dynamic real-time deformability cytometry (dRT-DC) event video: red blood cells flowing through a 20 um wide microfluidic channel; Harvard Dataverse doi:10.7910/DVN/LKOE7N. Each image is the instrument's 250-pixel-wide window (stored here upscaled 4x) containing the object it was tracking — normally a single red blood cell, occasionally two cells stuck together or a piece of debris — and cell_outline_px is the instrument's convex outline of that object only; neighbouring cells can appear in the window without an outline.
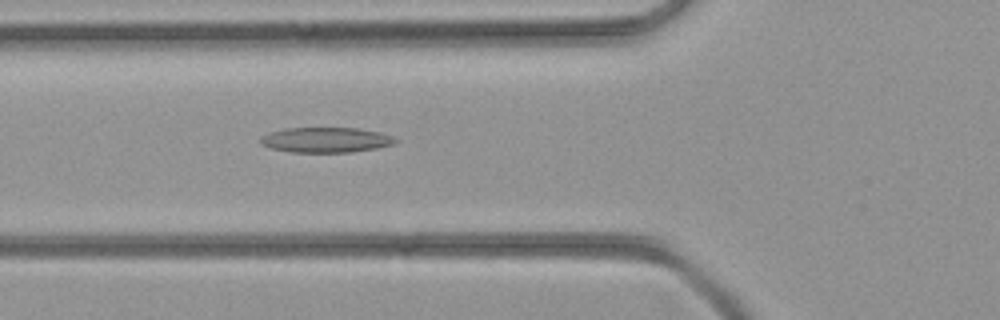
{"species": "common noctule bat (a hibernating species)", "species_latin": "Nyctalus noctula", "temperature_condition": "room temperature", "stored_images_in_passage": 32, "camera_frame_rate_fps": 3000, "um_per_image_px": 0.085, "animal": {"sex": "female", "body_mass_g": 21.9}, "frame": {"image": 1, "passage_image": 3, "time_ms": 0.667, "image_size_px": [1000, 320], "cell_outline_px": [[400, 140], [392, 144], [376, 148], [352, 152], [292, 152], [272, 148], [260, 144], [260, 136], [284, 128], [356, 128], [380, 132], [392, 136]], "centroid_in_image_um": [27.7, 11.89], "position_along_channel_um": 98.1, "area_um2": 19.71}}
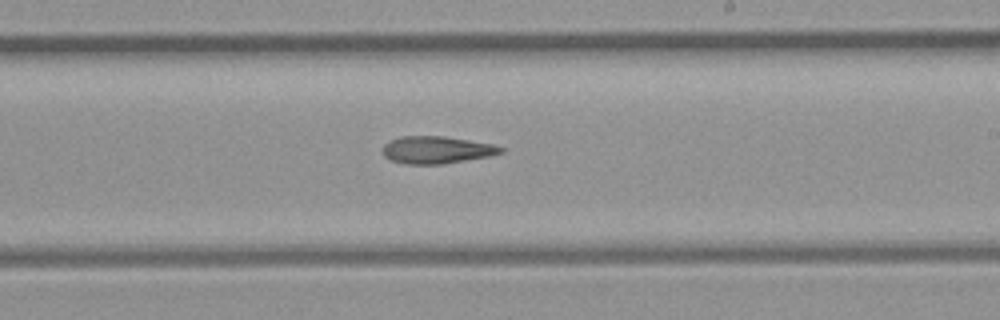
{"frame": {"image": 2, "passage_image": 13, "time_ms": 4.0, "image_size_px": [1000, 320], "cell_outline_px": [[504, 152], [488, 156], [444, 164], [404, 164], [392, 160], [384, 156], [380, 152], [384, 144], [388, 140], [400, 136], [444, 136], [492, 144], [504, 148]], "centroid_in_image_um": [37.05, 12.74], "position_along_channel_um": 251.9, "area_um2": 18.9}}
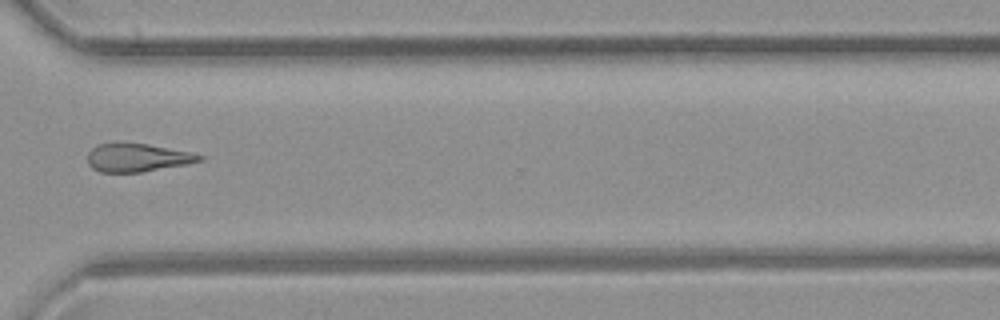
{"frame": {"image": 3, "passage_image": 20, "time_ms": 6.333, "image_size_px": [1000, 320], "cell_outline_px": [[204, 160], [188, 164], [140, 172], [100, 172], [92, 168], [88, 164], [88, 152], [92, 148], [100, 144], [116, 140], [120, 140], [148, 144], [192, 152], [204, 156]], "centroid_in_image_um": [11.66, 13.36], "position_along_channel_um": 358.9, "area_um2": 18.96}}